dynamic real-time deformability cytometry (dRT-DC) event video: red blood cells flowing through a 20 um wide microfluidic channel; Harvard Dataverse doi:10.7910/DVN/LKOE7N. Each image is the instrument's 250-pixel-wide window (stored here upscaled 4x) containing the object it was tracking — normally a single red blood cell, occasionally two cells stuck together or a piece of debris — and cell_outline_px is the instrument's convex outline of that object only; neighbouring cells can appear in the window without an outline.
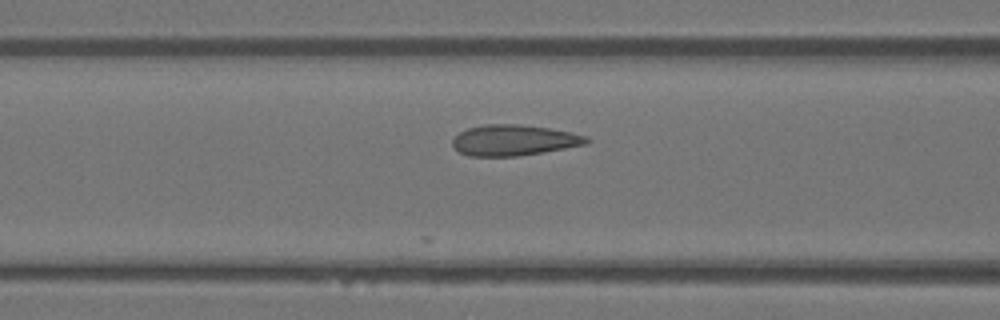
{"species": "Egyptian fruit bat (a non-hibernating species)", "species_latin": "Rousettus aegyptiacus", "temperature_condition": "warm", "stored_images_in_passage": 26, "camera_frame_rate_fps": 3000, "um_per_image_px": 0.085, "animal": {"sex": "female"}, "frame": {"image": 1, "passage_image": 13, "time_ms": 4.0, "image_size_px": [1000, 320], "cell_outline_px": [[592, 140], [588, 144], [544, 152], [516, 156], [468, 156], [460, 152], [452, 144], [452, 140], [460, 132], [468, 128], [484, 124], [520, 124], [548, 128], [572, 132], [588, 136]], "centroid_in_image_um": [43.73, 11.91], "position_along_channel_um": 122.9, "area_um2": 24.16}}
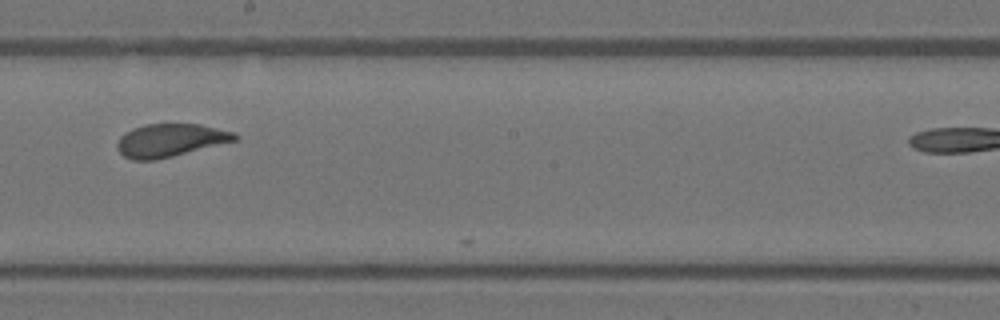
{"frame": {"image": 2, "passage_image": 21, "time_ms": 6.667, "image_size_px": [1000, 320], "cell_outline_px": [[240, 140], [156, 160], [132, 160], [124, 156], [116, 148], [116, 144], [120, 136], [124, 132], [144, 124], [200, 124], [236, 132], [240, 136]], "centroid_in_image_um": [14.51, 11.92], "position_along_channel_um": 233.7, "area_um2": 22.95}}
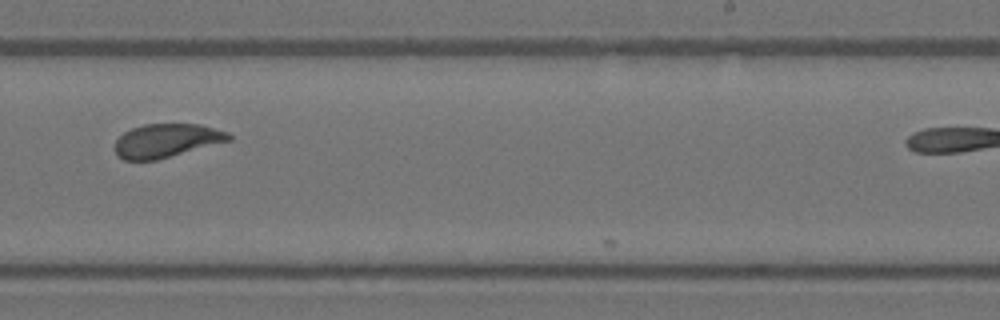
{"frame": {"image": 3, "passage_image": 24, "time_ms": 7.667, "image_size_px": [1000, 320], "cell_outline_px": [[232, 140], [156, 160], [124, 160], [116, 156], [116, 140], [124, 132], [132, 128], [144, 124], [200, 124], [228, 132], [232, 136]], "centroid_in_image_um": [14.16, 11.95], "position_along_channel_um": 274.8, "area_um2": 22.25}}